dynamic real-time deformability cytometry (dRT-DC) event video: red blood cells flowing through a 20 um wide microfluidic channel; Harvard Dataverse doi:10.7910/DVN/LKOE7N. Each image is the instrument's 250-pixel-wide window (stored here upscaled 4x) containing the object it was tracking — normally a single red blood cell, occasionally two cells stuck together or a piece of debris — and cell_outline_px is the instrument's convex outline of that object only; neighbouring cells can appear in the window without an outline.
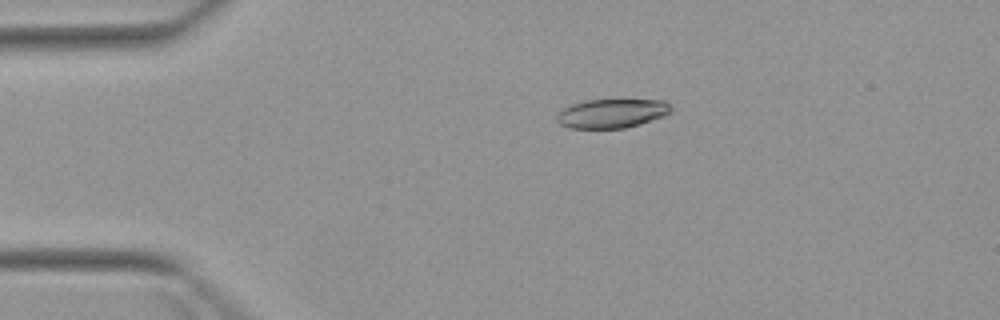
{"species": "Egyptian fruit bat (a non-hibernating species)", "species_latin": "Rousettus aegyptiacus", "temperature_condition": "warm", "stored_images_in_passage": 3, "camera_frame_rate_fps": 3000, "um_per_image_px": 0.085, "animal": {"sex": "female"}, "frame": {"image": 1, "passage_image": 2, "time_ms": 1.0, "image_size_px": [1000, 320], "cell_outline_px": [[672, 112], [664, 116], [640, 124], [624, 128], [568, 128], [560, 124], [556, 120], [556, 112], [572, 104], [588, 100], [664, 100], [672, 108]], "centroid_in_image_um": [51.99, 9.64], "position_along_channel_um": 33.0, "area_um2": 19.36}}